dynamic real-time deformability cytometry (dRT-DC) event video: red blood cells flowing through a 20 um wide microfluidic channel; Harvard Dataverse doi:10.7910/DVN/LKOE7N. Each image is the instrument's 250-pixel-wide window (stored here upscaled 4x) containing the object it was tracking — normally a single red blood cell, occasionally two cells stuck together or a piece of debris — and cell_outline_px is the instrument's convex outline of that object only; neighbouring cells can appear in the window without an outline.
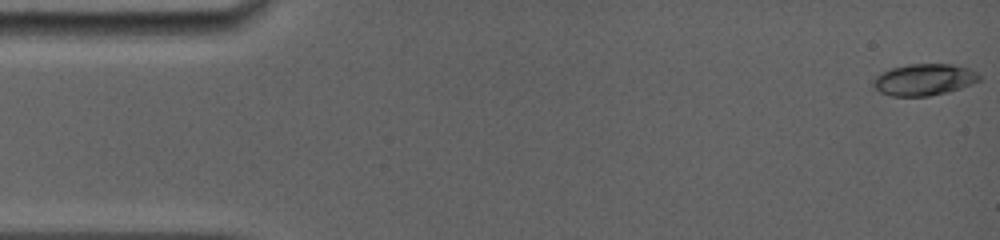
{"species": "common noctule bat (a hibernating species)", "species_latin": "Nyctalus noctula", "temperature_condition": "room temperature", "stored_images_in_passage": 37, "camera_frame_rate_fps": 5000, "um_per_image_px": 0.085, "animal": {"sex": "female", "body_mass_g": 19.0, "forearm_length_mm": 56.7}, "frame": {"image": 1, "passage_image": 1, "time_ms": 0.0, "image_size_px": [1000, 240], "cell_outline_px": [[980, 80], [972, 84], [948, 92], [928, 96], [892, 96], [880, 92], [872, 84], [872, 80], [880, 72], [892, 68], [908, 64], [952, 64], [968, 68], [976, 72], [980, 76]], "centroid_in_image_um": [78.53, 6.77], "position_along_channel_um": 6.5, "area_um2": 19.54}}
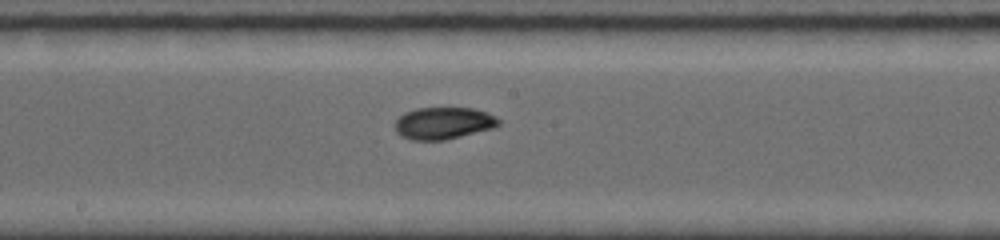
{"frame": {"image": 2, "passage_image": 22, "time_ms": 8.4, "image_size_px": [1000, 240], "cell_outline_px": [[500, 124], [492, 128], [444, 140], [412, 140], [400, 136], [396, 132], [392, 124], [404, 112], [416, 108], [472, 108], [488, 112], [496, 116], [500, 120]], "centroid_in_image_um": [37.65, 10.46], "position_along_channel_um": 210.6, "area_um2": 19.48}}
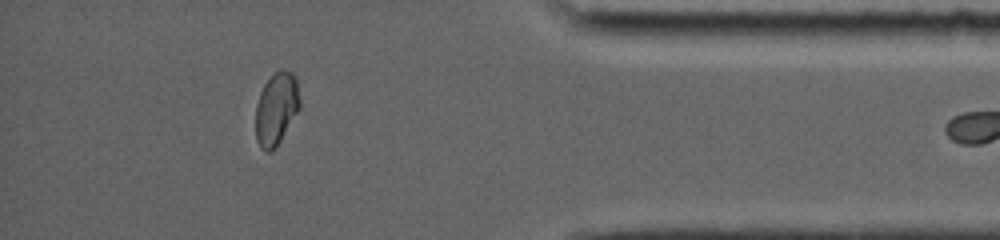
{"frame": {"image": 3, "passage_image": 36, "time_ms": 14.0, "image_size_px": [1000, 240], "cell_outline_px": [[300, 108], [280, 140], [272, 152], [264, 152], [260, 148], [256, 140], [256, 104], [260, 92], [264, 84], [280, 68], [284, 68], [292, 72], [296, 80], [300, 100]], "centroid_in_image_um": [23.48, 9.24], "position_along_channel_um": 411.7, "area_um2": 18.67}}